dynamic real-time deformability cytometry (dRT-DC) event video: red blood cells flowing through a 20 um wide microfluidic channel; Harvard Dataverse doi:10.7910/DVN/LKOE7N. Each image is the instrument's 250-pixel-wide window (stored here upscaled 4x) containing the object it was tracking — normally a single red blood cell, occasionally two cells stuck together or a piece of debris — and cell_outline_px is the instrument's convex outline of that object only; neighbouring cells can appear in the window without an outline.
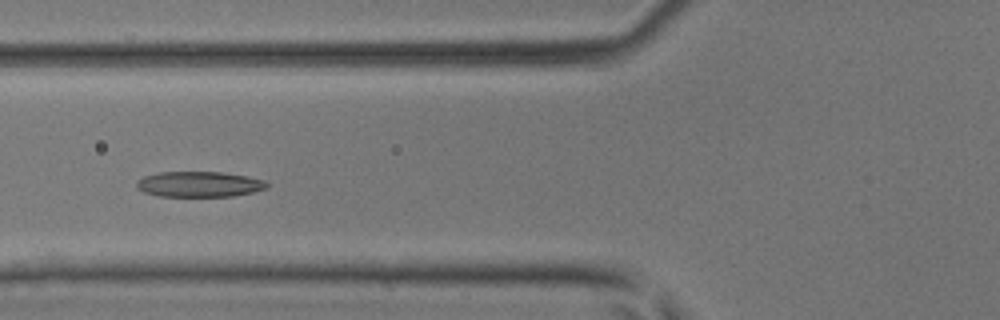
{"species": "common noctule bat (a hibernating species)", "species_latin": "Nyctalus noctula", "temperature_condition": "room temperature", "stored_images_in_passage": 47, "camera_frame_rate_fps": 3000, "um_per_image_px": 0.085, "animal": {"sex": "male", "body_mass_g": 17.9, "forearm_length_mm": 54.2}, "frame": {"image": 1, "passage_image": 17, "time_ms": 5.333, "image_size_px": [1000, 320], "cell_outline_px": [[268, 188], [252, 192], [232, 196], [160, 196], [144, 192], [136, 188], [136, 180], [144, 176], [160, 172], [220, 172], [248, 176], [264, 180], [268, 184]], "centroid_in_image_um": [16.92, 15.65], "position_along_channel_um": 108.9, "area_um2": 19.36}}
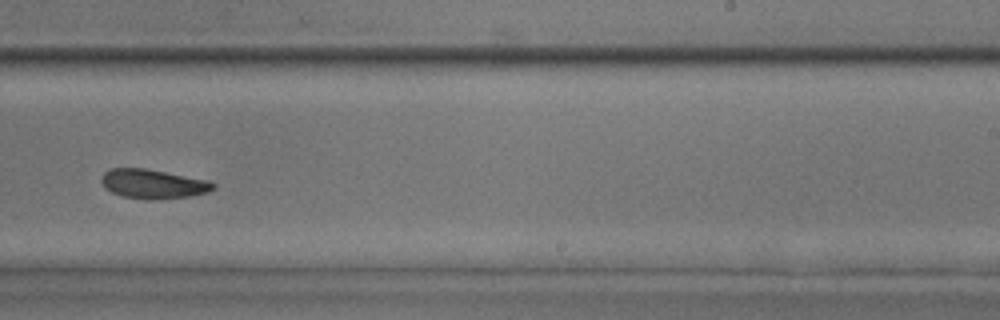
{"frame": {"image": 2, "passage_image": 29, "time_ms": 9.333, "image_size_px": [1000, 320], "cell_outline_px": [[216, 188], [208, 192], [188, 196], [152, 200], [124, 196], [112, 192], [104, 188], [100, 180], [104, 172], [112, 168], [144, 168], [208, 180], [216, 184]], "centroid_in_image_um": [13.01, 15.63], "position_along_channel_um": 276.0, "area_um2": 18.96}}
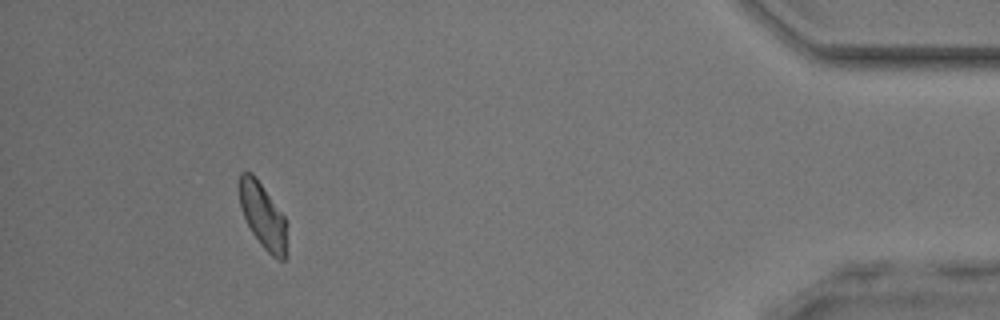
{"frame": {"image": 3, "passage_image": 43, "time_ms": 14.0, "image_size_px": [1000, 320], "cell_outline_px": [[284, 260], [280, 260], [272, 256], [260, 244], [252, 232], [244, 216], [240, 204], [240, 172], [252, 172], [284, 216]], "centroid_in_image_um": [22.3, 18.3], "position_along_channel_um": 412.9, "area_um2": 17.11}, "authors_computed_cell_mechanics": {"area_um2": 19.3052, "velocity_mm_per_s": 4.1906, "shape_relaxation_time_tau1_ms": 3.9165, "shape_relaxation_time_tau2_ms": 4.1684, "deformation_change_tau1": 0.1242, "deformation_change_tau2": 0.1053}}